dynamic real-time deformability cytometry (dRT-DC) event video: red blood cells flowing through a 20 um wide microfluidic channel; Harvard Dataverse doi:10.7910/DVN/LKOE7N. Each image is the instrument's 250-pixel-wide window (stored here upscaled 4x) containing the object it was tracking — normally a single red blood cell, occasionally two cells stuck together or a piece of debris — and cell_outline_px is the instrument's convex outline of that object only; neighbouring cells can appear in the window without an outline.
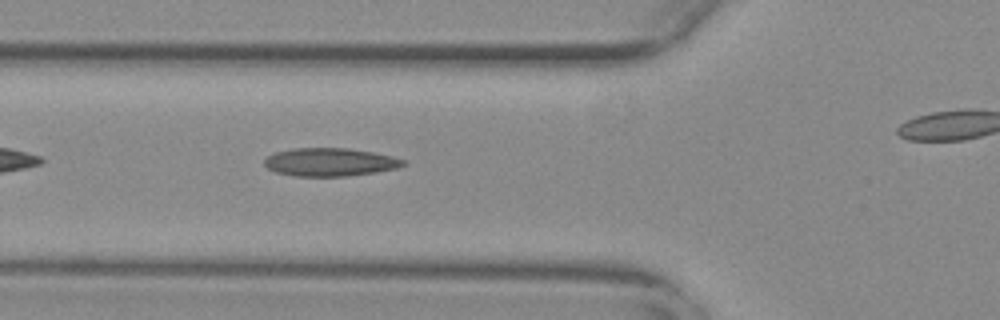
{"species": "common noctule bat (a hibernating species)", "species_latin": "Nyctalus noctula", "temperature_condition": "warm", "stored_images_in_passage": 28, "camera_frame_rate_fps": 3000, "um_per_image_px": 0.085, "animal": {"sex": "female", "body_mass_g": 29.2, "forearm_length_mm": 56.3}, "frame": {"image": 1, "passage_image": 3, "time_ms": 0.667, "image_size_px": [1000, 320], "cell_outline_px": [[408, 164], [396, 168], [376, 172], [348, 176], [296, 176], [276, 172], [268, 168], [264, 164], [264, 160], [268, 156], [276, 152], [292, 148], [348, 148], [372, 152], [392, 156], [408, 160]], "centroid_in_image_um": [28.09, 13.77], "position_along_channel_um": 97.7, "area_um2": 22.83}}
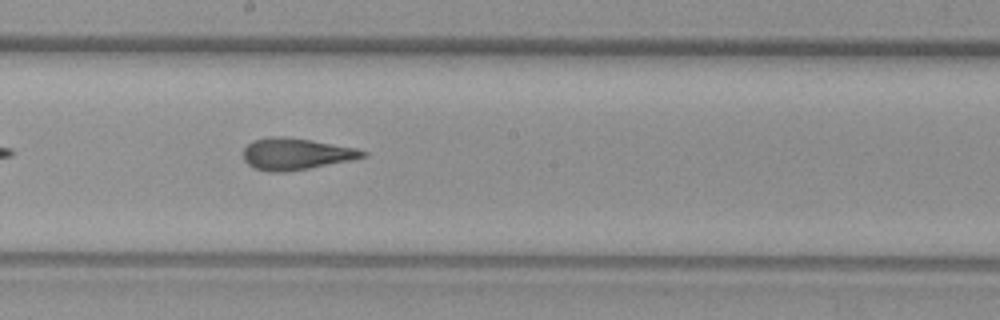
{"frame": {"image": 2, "passage_image": 13, "time_ms": 4.0, "image_size_px": [1000, 320], "cell_outline_px": [[368, 156], [308, 168], [284, 172], [268, 172], [256, 168], [248, 164], [244, 160], [244, 148], [252, 140], [272, 136], [284, 136], [356, 148], [368, 152]], "centroid_in_image_um": [25.12, 13.08], "position_along_channel_um": 223.1, "area_um2": 21.68}}
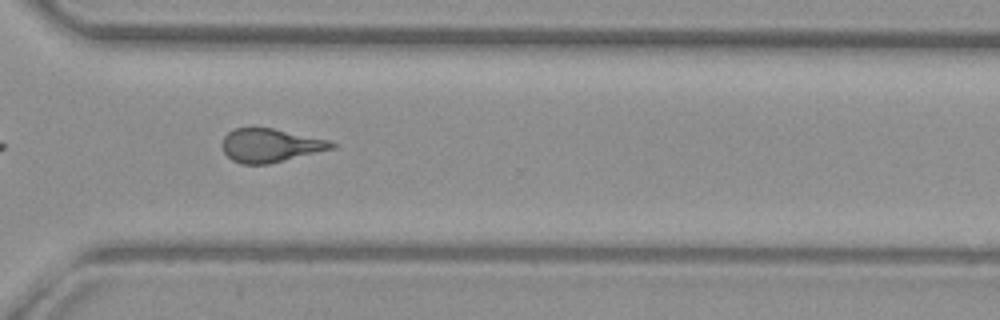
{"frame": {"image": 3, "passage_image": 23, "time_ms": 7.333, "image_size_px": [1000, 320], "cell_outline_px": [[336, 148], [268, 164], [240, 164], [232, 160], [224, 152], [220, 144], [224, 136], [228, 132], [236, 128], [272, 128], [332, 140], [336, 144]], "centroid_in_image_um": [22.99, 12.36], "position_along_channel_um": 347.6, "area_um2": 21.56}}